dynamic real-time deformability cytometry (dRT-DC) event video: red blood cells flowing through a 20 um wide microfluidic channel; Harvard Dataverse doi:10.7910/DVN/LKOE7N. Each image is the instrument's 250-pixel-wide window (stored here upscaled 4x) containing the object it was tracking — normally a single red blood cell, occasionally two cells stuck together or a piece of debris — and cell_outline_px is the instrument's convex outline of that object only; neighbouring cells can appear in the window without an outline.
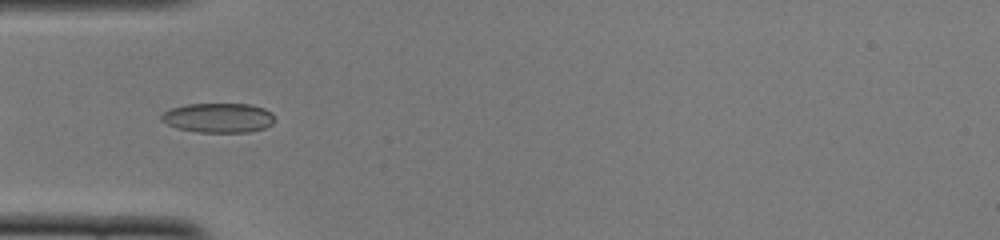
{"species": "common noctule bat (a hibernating species)", "species_latin": "Nyctalus noctula", "temperature_condition": "cold", "stored_images_in_passage": 51, "camera_frame_rate_fps": 3000, "um_per_image_px": 0.085, "animal": {"sex": "female", "body_mass_g": 22.0, "forearm_length_mm": 56.7}, "frame": {"image": 1, "passage_image": 16, "time_ms": 5.0, "image_size_px": [1000, 240], "cell_outline_px": [[272, 124], [264, 128], [248, 132], [196, 132], [176, 128], [160, 120], [160, 116], [164, 112], [172, 108], [188, 104], [248, 104], [264, 108], [272, 112]], "centroid_in_image_um": [18.54, 10.02], "position_along_channel_um": 66.5, "area_um2": 19.42}}
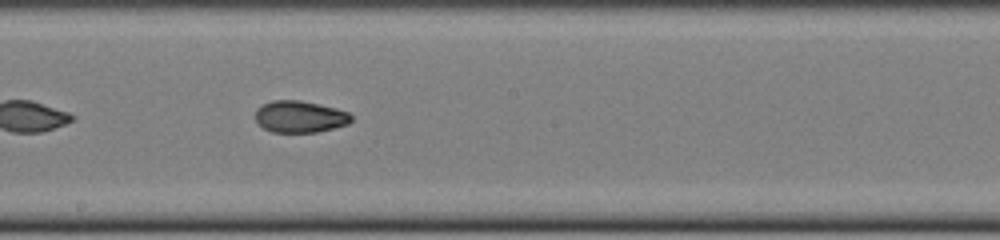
{"frame": {"image": 2, "passage_image": 28, "time_ms": 9.0, "image_size_px": [1000, 240], "cell_outline_px": [[352, 120], [348, 124], [316, 132], [272, 132], [264, 128], [256, 120], [256, 108], [272, 100], [300, 100], [336, 108], [348, 112], [352, 116]], "centroid_in_image_um": [25.49, 9.91], "position_along_channel_um": 222.7, "area_um2": 17.63}}
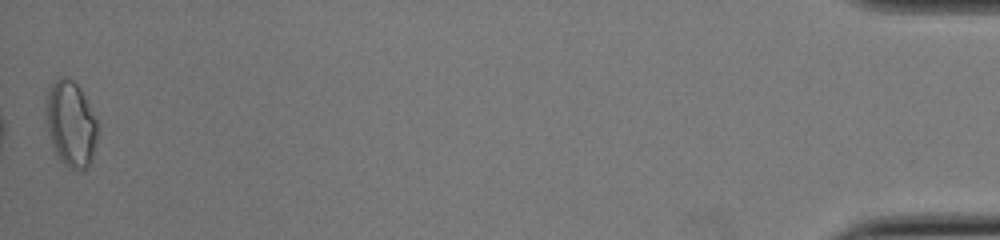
{"frame": {"image": 3, "passage_image": 51, "time_ms": 16.667, "image_size_px": [1000, 240], "cell_outline_px": [[96, 140], [92, 160], [84, 168], [72, 168], [64, 164], [60, 160], [52, 144], [48, 132], [48, 84], [60, 76], [64, 76], [72, 80], [80, 88], [96, 120]], "centroid_in_image_um": [6.02, 10.49], "position_along_channel_um": 429.2, "area_um2": 24.91}, "authors_computed_cell_mechanics": {"area_um2": 18.9006, "velocity_mm_per_s": 3.9173, "shape_relaxation_time_tau1_ms": null, "shape_relaxation_time_tau2_ms": 1.8383, "deformation_change_tau1": null, "deformation_change_tau2": 0.0512}}